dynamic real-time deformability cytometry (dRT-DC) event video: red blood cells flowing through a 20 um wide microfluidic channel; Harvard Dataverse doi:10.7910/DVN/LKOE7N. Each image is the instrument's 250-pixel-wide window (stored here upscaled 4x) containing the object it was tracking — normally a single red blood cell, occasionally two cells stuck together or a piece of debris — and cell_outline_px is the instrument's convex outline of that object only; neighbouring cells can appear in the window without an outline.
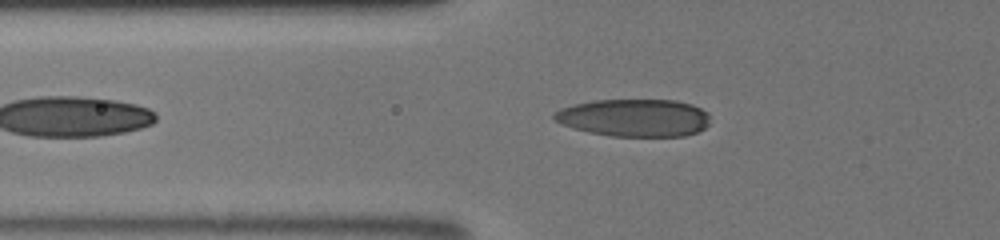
{"species": "human", "species_latin": "Homo sapiens", "temperature_condition": "room temperature", "stored_images_in_passage": 36, "camera_frame_rate_fps": 3000, "um_per_image_px": 0.085, "donor": {"sex": "male"}, "frame": {"image": 1, "passage_image": 6, "time_ms": 1.667, "image_size_px": [1000, 240], "cell_outline_px": [[708, 124], [704, 128], [696, 132], [684, 136], [612, 136], [588, 132], [572, 128], [560, 124], [552, 116], [560, 108], [576, 104], [596, 100], [676, 100], [692, 104], [708, 112]], "centroid_in_image_um": [53.91, 10.01], "position_along_channel_um": 71.9, "area_um2": 34.1}}
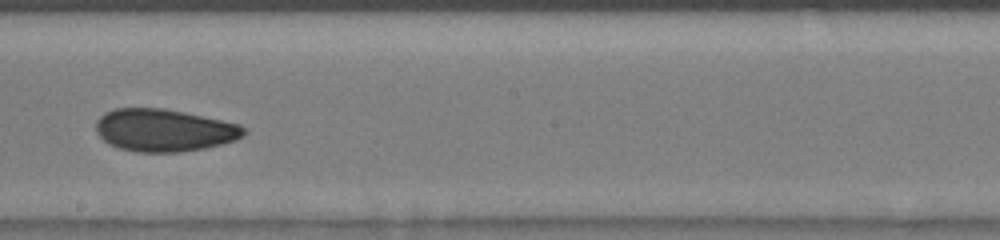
{"frame": {"image": 2, "passage_image": 18, "time_ms": 5.667, "image_size_px": [1000, 240], "cell_outline_px": [[248, 132], [244, 136], [236, 140], [204, 148], [180, 152], [136, 152], [116, 148], [108, 144], [96, 132], [96, 120], [104, 112], [116, 108], [164, 108], [184, 112], [240, 124]], "centroid_in_image_um": [13.93, 11.07], "position_along_channel_um": 234.3, "area_um2": 36.82}}
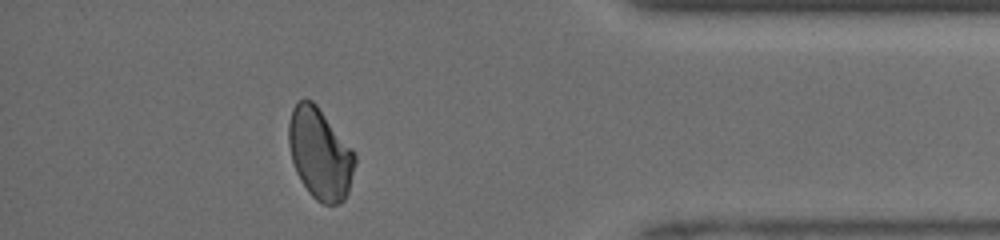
{"frame": {"image": 3, "passage_image": 32, "time_ms": 10.333, "image_size_px": [1000, 240], "cell_outline_px": [[356, 164], [348, 192], [344, 200], [340, 204], [324, 204], [316, 200], [308, 192], [300, 180], [296, 172], [292, 160], [288, 144], [288, 124], [292, 108], [300, 100], [312, 100], [316, 104], [352, 148], [356, 156]], "centroid_in_image_um": [27.2, 13.08], "position_along_channel_um": 408.0, "area_um2": 35.26}, "authors_computed_cell_mechanics": {"area_um2": 35.0557, "velocity_mm_per_s": 4.2383, "shape_relaxation_time_tau1_ms": 2.0741, "shape_relaxation_time_tau2_ms": 1.6641, "deformation_change_tau1": 0.079, "deformation_change_tau2": 0.0775}}